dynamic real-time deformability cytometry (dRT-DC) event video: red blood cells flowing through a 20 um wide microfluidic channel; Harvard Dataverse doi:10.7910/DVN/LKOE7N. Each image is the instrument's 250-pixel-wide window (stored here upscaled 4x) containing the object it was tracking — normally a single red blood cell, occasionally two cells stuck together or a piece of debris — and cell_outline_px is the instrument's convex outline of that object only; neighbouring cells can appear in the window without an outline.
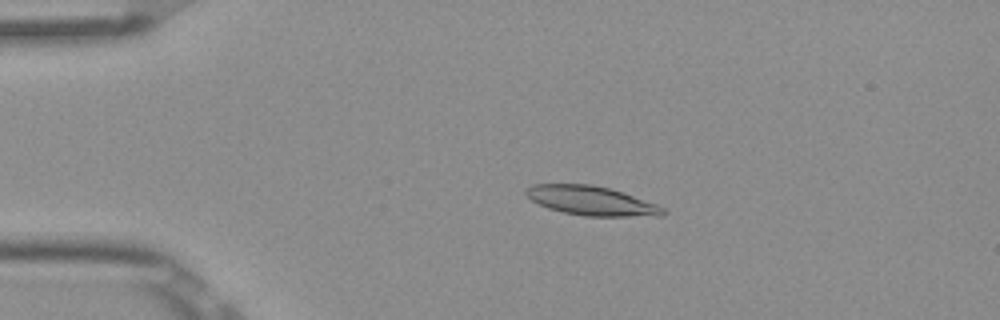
{"species": "Egyptian fruit bat (a non-hibernating species)", "species_latin": "Rousettus aegyptiacus", "temperature_condition": "room temperature", "stored_images_in_passage": 52, "camera_frame_rate_fps": 3000, "um_per_image_px": 0.085, "frame": {"image": 1, "passage_image": 11, "time_ms": 3.333, "image_size_px": [1000, 320], "cell_outline_px": [[668, 212], [664, 216], [584, 216], [564, 212], [548, 208], [532, 200], [524, 192], [524, 188], [532, 184], [592, 184], [612, 188], [656, 204], [664, 208]], "centroid_in_image_um": [50.29, 17.05], "position_along_channel_um": 34.7, "area_um2": 23.47}}
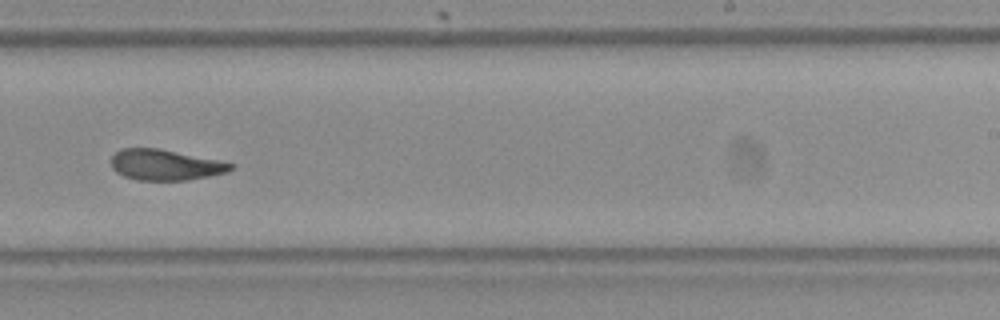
{"frame": {"image": 2, "passage_image": 33, "time_ms": 10.667, "image_size_px": [1000, 320], "cell_outline_px": [[236, 164], [228, 172], [188, 180], [136, 180], [124, 176], [116, 172], [112, 168], [112, 156], [120, 148], [160, 148], [220, 160]], "centroid_in_image_um": [14.06, 14.0], "position_along_channel_um": 274.9, "area_um2": 21.56}}
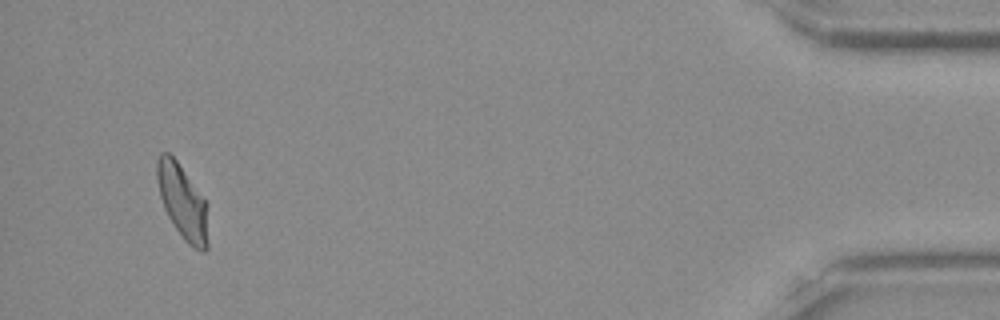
{"frame": {"image": 3, "passage_image": 50, "time_ms": 16.333, "image_size_px": [1000, 320], "cell_outline_px": [[208, 248], [204, 252], [200, 252], [192, 248], [184, 240], [168, 216], [164, 208], [160, 196], [156, 180], [156, 160], [160, 152], [168, 152], [176, 160], [208, 204]], "centroid_in_image_um": [15.53, 17.19], "position_along_channel_um": 419.7, "area_um2": 22.43}, "authors_computed_cell_mechanics": {"area_um2": 22.4842, "velocity_mm_per_s": 3.8652, "shape_relaxation_time_tau1_ms": null, "shape_relaxation_time_tau2_ms": 3.4803, "deformation_change_tau1": null, "deformation_change_tau2": 0.0923}}